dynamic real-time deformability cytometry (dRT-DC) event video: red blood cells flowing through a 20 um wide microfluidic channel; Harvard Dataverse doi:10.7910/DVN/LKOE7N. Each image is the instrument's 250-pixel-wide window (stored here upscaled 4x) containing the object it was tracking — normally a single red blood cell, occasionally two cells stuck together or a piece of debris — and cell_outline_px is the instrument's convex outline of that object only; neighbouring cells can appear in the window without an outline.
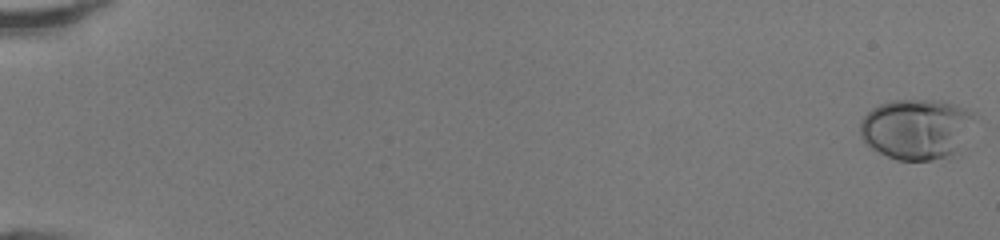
{"species": "human", "species_latin": "Homo sapiens", "temperature_condition": "room temperature", "stored_images_in_passage": 50, "camera_frame_rate_fps": 3000, "um_per_image_px": 0.085, "donor": {"sex": "female"}, "frame": {"image": 1, "passage_image": 1, "time_ms": 0.0, "image_size_px": [1000, 240], "cell_outline_px": [[976, 112], [952, 152], [948, 156], [928, 160], [896, 160], [872, 148], [860, 136], [860, 120], [872, 108], [880, 104], [892, 100], [940, 100], [956, 104]], "centroid_in_image_um": [77.8, 10.92], "position_along_channel_um": 7.2, "area_um2": 39.25}}
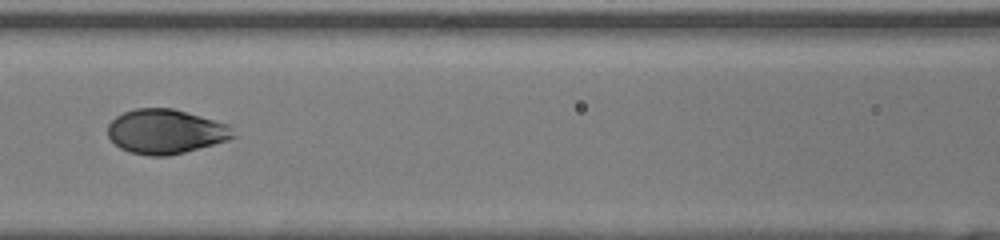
{"frame": {"image": 2, "passage_image": 25, "time_ms": 8.0, "image_size_px": [1000, 240], "cell_outline_px": [[236, 136], [228, 140], [184, 152], [168, 156], [148, 156], [128, 152], [120, 148], [108, 136], [108, 124], [116, 116], [124, 112], [136, 108], [172, 108], [228, 124]], "centroid_in_image_um": [14.05, 11.19], "position_along_channel_um": 152.5, "area_um2": 32.37}}
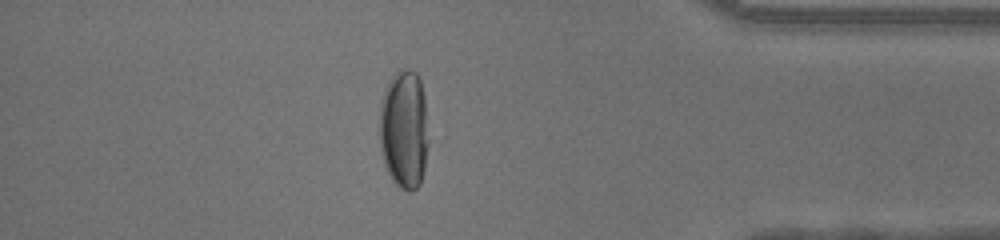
{"frame": {"image": 3, "passage_image": 44, "time_ms": 14.333, "image_size_px": [1000, 240], "cell_outline_px": [[428, 144], [424, 172], [420, 184], [412, 192], [408, 192], [400, 188], [392, 180], [384, 164], [380, 148], [380, 100], [384, 88], [388, 80], [400, 68], [408, 68], [416, 72], [420, 80], [424, 96], [428, 140]], "centroid_in_image_um": [34.34, 10.99], "position_along_channel_um": 400.9, "area_um2": 34.51}, "authors_computed_cell_mechanics": {"area_um2": 34.5066, "velocity_mm_per_s": 4.3024, "shape_relaxation_time_tau1_ms": 3.0133, "shape_relaxation_time_tau2_ms": null, "deformation_change_tau1": 0.1856, "deformation_change_tau2": null}}